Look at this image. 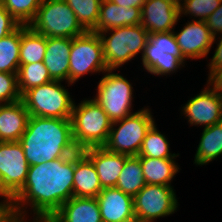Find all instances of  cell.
Returning a JSON list of instances; mask_svg holds the SVG:
<instances>
[{
	"mask_svg": "<svg viewBox=\"0 0 222 222\" xmlns=\"http://www.w3.org/2000/svg\"><path fill=\"white\" fill-rule=\"evenodd\" d=\"M28 26L45 37L74 38L87 32L65 0H43Z\"/></svg>",
	"mask_w": 222,
	"mask_h": 222,
	"instance_id": "5b68a950",
	"label": "cell"
},
{
	"mask_svg": "<svg viewBox=\"0 0 222 222\" xmlns=\"http://www.w3.org/2000/svg\"><path fill=\"white\" fill-rule=\"evenodd\" d=\"M81 26L86 31H92L97 24L99 9L102 0H65Z\"/></svg>",
	"mask_w": 222,
	"mask_h": 222,
	"instance_id": "f546056e",
	"label": "cell"
},
{
	"mask_svg": "<svg viewBox=\"0 0 222 222\" xmlns=\"http://www.w3.org/2000/svg\"><path fill=\"white\" fill-rule=\"evenodd\" d=\"M149 108H142L127 117L112 122L104 147L111 152L138 156L142 141L155 123ZM118 126L117 128H115Z\"/></svg>",
	"mask_w": 222,
	"mask_h": 222,
	"instance_id": "8992f818",
	"label": "cell"
},
{
	"mask_svg": "<svg viewBox=\"0 0 222 222\" xmlns=\"http://www.w3.org/2000/svg\"><path fill=\"white\" fill-rule=\"evenodd\" d=\"M207 84L217 93L222 95V67L216 68L208 74Z\"/></svg>",
	"mask_w": 222,
	"mask_h": 222,
	"instance_id": "8d00e7d4",
	"label": "cell"
},
{
	"mask_svg": "<svg viewBox=\"0 0 222 222\" xmlns=\"http://www.w3.org/2000/svg\"><path fill=\"white\" fill-rule=\"evenodd\" d=\"M52 80L43 62L20 64L17 71V84L21 96L27 90L49 83Z\"/></svg>",
	"mask_w": 222,
	"mask_h": 222,
	"instance_id": "83f0119b",
	"label": "cell"
},
{
	"mask_svg": "<svg viewBox=\"0 0 222 222\" xmlns=\"http://www.w3.org/2000/svg\"><path fill=\"white\" fill-rule=\"evenodd\" d=\"M21 100L18 90L17 74L0 72V104H9Z\"/></svg>",
	"mask_w": 222,
	"mask_h": 222,
	"instance_id": "d6a6232c",
	"label": "cell"
},
{
	"mask_svg": "<svg viewBox=\"0 0 222 222\" xmlns=\"http://www.w3.org/2000/svg\"><path fill=\"white\" fill-rule=\"evenodd\" d=\"M137 222H154L177 211L178 200L173 186L146 184L134 197Z\"/></svg>",
	"mask_w": 222,
	"mask_h": 222,
	"instance_id": "8fae6325",
	"label": "cell"
},
{
	"mask_svg": "<svg viewBox=\"0 0 222 222\" xmlns=\"http://www.w3.org/2000/svg\"><path fill=\"white\" fill-rule=\"evenodd\" d=\"M48 222H103L97 198L72 197Z\"/></svg>",
	"mask_w": 222,
	"mask_h": 222,
	"instance_id": "ffe728a7",
	"label": "cell"
},
{
	"mask_svg": "<svg viewBox=\"0 0 222 222\" xmlns=\"http://www.w3.org/2000/svg\"><path fill=\"white\" fill-rule=\"evenodd\" d=\"M180 19L179 8L164 0H146L141 8V25L149 34L170 32Z\"/></svg>",
	"mask_w": 222,
	"mask_h": 222,
	"instance_id": "2e32d148",
	"label": "cell"
},
{
	"mask_svg": "<svg viewBox=\"0 0 222 222\" xmlns=\"http://www.w3.org/2000/svg\"><path fill=\"white\" fill-rule=\"evenodd\" d=\"M0 222H26L12 206L0 207Z\"/></svg>",
	"mask_w": 222,
	"mask_h": 222,
	"instance_id": "d590c367",
	"label": "cell"
},
{
	"mask_svg": "<svg viewBox=\"0 0 222 222\" xmlns=\"http://www.w3.org/2000/svg\"><path fill=\"white\" fill-rule=\"evenodd\" d=\"M97 86L94 99L100 104L109 119L114 122L131 115L133 87L119 73L108 69Z\"/></svg>",
	"mask_w": 222,
	"mask_h": 222,
	"instance_id": "9c48e42d",
	"label": "cell"
},
{
	"mask_svg": "<svg viewBox=\"0 0 222 222\" xmlns=\"http://www.w3.org/2000/svg\"><path fill=\"white\" fill-rule=\"evenodd\" d=\"M19 142L29 166L68 157L79 151L70 118L30 116Z\"/></svg>",
	"mask_w": 222,
	"mask_h": 222,
	"instance_id": "7a4b0ae2",
	"label": "cell"
},
{
	"mask_svg": "<svg viewBox=\"0 0 222 222\" xmlns=\"http://www.w3.org/2000/svg\"><path fill=\"white\" fill-rule=\"evenodd\" d=\"M30 114L22 100L0 104V142L19 141Z\"/></svg>",
	"mask_w": 222,
	"mask_h": 222,
	"instance_id": "44dd1931",
	"label": "cell"
},
{
	"mask_svg": "<svg viewBox=\"0 0 222 222\" xmlns=\"http://www.w3.org/2000/svg\"><path fill=\"white\" fill-rule=\"evenodd\" d=\"M20 24L0 3V39L15 31Z\"/></svg>",
	"mask_w": 222,
	"mask_h": 222,
	"instance_id": "836d02e7",
	"label": "cell"
},
{
	"mask_svg": "<svg viewBox=\"0 0 222 222\" xmlns=\"http://www.w3.org/2000/svg\"><path fill=\"white\" fill-rule=\"evenodd\" d=\"M69 62V84L71 85L87 73L105 74L108 67L98 33L87 31L81 36L72 38Z\"/></svg>",
	"mask_w": 222,
	"mask_h": 222,
	"instance_id": "30bf717a",
	"label": "cell"
},
{
	"mask_svg": "<svg viewBox=\"0 0 222 222\" xmlns=\"http://www.w3.org/2000/svg\"><path fill=\"white\" fill-rule=\"evenodd\" d=\"M109 32L111 35L107 37ZM98 35L102 42L105 63L108 69L114 71L140 52L143 56L149 38L148 31L141 24L105 30Z\"/></svg>",
	"mask_w": 222,
	"mask_h": 222,
	"instance_id": "277c9868",
	"label": "cell"
},
{
	"mask_svg": "<svg viewBox=\"0 0 222 222\" xmlns=\"http://www.w3.org/2000/svg\"><path fill=\"white\" fill-rule=\"evenodd\" d=\"M29 164L19 141L0 142V181L12 198L24 185Z\"/></svg>",
	"mask_w": 222,
	"mask_h": 222,
	"instance_id": "7c38bea8",
	"label": "cell"
},
{
	"mask_svg": "<svg viewBox=\"0 0 222 222\" xmlns=\"http://www.w3.org/2000/svg\"><path fill=\"white\" fill-rule=\"evenodd\" d=\"M221 0H183L179 8L181 15H191L199 20L206 19L219 7Z\"/></svg>",
	"mask_w": 222,
	"mask_h": 222,
	"instance_id": "1f68e13d",
	"label": "cell"
},
{
	"mask_svg": "<svg viewBox=\"0 0 222 222\" xmlns=\"http://www.w3.org/2000/svg\"><path fill=\"white\" fill-rule=\"evenodd\" d=\"M170 144L164 134H161L154 123L148 130L138 157L176 159L179 154L170 153Z\"/></svg>",
	"mask_w": 222,
	"mask_h": 222,
	"instance_id": "f1b7e54d",
	"label": "cell"
},
{
	"mask_svg": "<svg viewBox=\"0 0 222 222\" xmlns=\"http://www.w3.org/2000/svg\"><path fill=\"white\" fill-rule=\"evenodd\" d=\"M70 119L73 141L79 150L107 143L112 121L95 99L74 103Z\"/></svg>",
	"mask_w": 222,
	"mask_h": 222,
	"instance_id": "3957f363",
	"label": "cell"
},
{
	"mask_svg": "<svg viewBox=\"0 0 222 222\" xmlns=\"http://www.w3.org/2000/svg\"><path fill=\"white\" fill-rule=\"evenodd\" d=\"M146 185L138 156H128L118 177L116 188L134 197Z\"/></svg>",
	"mask_w": 222,
	"mask_h": 222,
	"instance_id": "484cf974",
	"label": "cell"
},
{
	"mask_svg": "<svg viewBox=\"0 0 222 222\" xmlns=\"http://www.w3.org/2000/svg\"><path fill=\"white\" fill-rule=\"evenodd\" d=\"M61 82L52 80L27 90L21 96L30 116L71 118L74 101Z\"/></svg>",
	"mask_w": 222,
	"mask_h": 222,
	"instance_id": "52a82bcc",
	"label": "cell"
},
{
	"mask_svg": "<svg viewBox=\"0 0 222 222\" xmlns=\"http://www.w3.org/2000/svg\"><path fill=\"white\" fill-rule=\"evenodd\" d=\"M194 164L205 165L222 155V122L203 129Z\"/></svg>",
	"mask_w": 222,
	"mask_h": 222,
	"instance_id": "cb8c5ba5",
	"label": "cell"
},
{
	"mask_svg": "<svg viewBox=\"0 0 222 222\" xmlns=\"http://www.w3.org/2000/svg\"><path fill=\"white\" fill-rule=\"evenodd\" d=\"M82 152L92 161L101 187H115L128 155L108 151L104 146L90 147Z\"/></svg>",
	"mask_w": 222,
	"mask_h": 222,
	"instance_id": "e0dca14e",
	"label": "cell"
},
{
	"mask_svg": "<svg viewBox=\"0 0 222 222\" xmlns=\"http://www.w3.org/2000/svg\"><path fill=\"white\" fill-rule=\"evenodd\" d=\"M21 25L0 39V72L17 74L20 66Z\"/></svg>",
	"mask_w": 222,
	"mask_h": 222,
	"instance_id": "4316f807",
	"label": "cell"
},
{
	"mask_svg": "<svg viewBox=\"0 0 222 222\" xmlns=\"http://www.w3.org/2000/svg\"><path fill=\"white\" fill-rule=\"evenodd\" d=\"M179 49L185 59L207 57L215 39L203 20L188 21L180 32L173 30Z\"/></svg>",
	"mask_w": 222,
	"mask_h": 222,
	"instance_id": "5bb4252c",
	"label": "cell"
},
{
	"mask_svg": "<svg viewBox=\"0 0 222 222\" xmlns=\"http://www.w3.org/2000/svg\"><path fill=\"white\" fill-rule=\"evenodd\" d=\"M141 23V8L118 6L109 0H102L96 27L91 31L100 33L122 26Z\"/></svg>",
	"mask_w": 222,
	"mask_h": 222,
	"instance_id": "d6986e66",
	"label": "cell"
},
{
	"mask_svg": "<svg viewBox=\"0 0 222 222\" xmlns=\"http://www.w3.org/2000/svg\"><path fill=\"white\" fill-rule=\"evenodd\" d=\"M146 184L171 186L173 177L179 172L175 159L139 157Z\"/></svg>",
	"mask_w": 222,
	"mask_h": 222,
	"instance_id": "603a6c76",
	"label": "cell"
},
{
	"mask_svg": "<svg viewBox=\"0 0 222 222\" xmlns=\"http://www.w3.org/2000/svg\"><path fill=\"white\" fill-rule=\"evenodd\" d=\"M209 87L207 84L203 91L182 107L181 111L192 126L202 125L206 128L222 122V95Z\"/></svg>",
	"mask_w": 222,
	"mask_h": 222,
	"instance_id": "4fadbf2b",
	"label": "cell"
},
{
	"mask_svg": "<svg viewBox=\"0 0 222 222\" xmlns=\"http://www.w3.org/2000/svg\"><path fill=\"white\" fill-rule=\"evenodd\" d=\"M73 196L96 198L102 187L92 161L79 150L75 153Z\"/></svg>",
	"mask_w": 222,
	"mask_h": 222,
	"instance_id": "7402d4cb",
	"label": "cell"
},
{
	"mask_svg": "<svg viewBox=\"0 0 222 222\" xmlns=\"http://www.w3.org/2000/svg\"><path fill=\"white\" fill-rule=\"evenodd\" d=\"M74 170L75 154L29 166L26 181L12 197L11 206L24 220L29 205L33 221H49L73 197Z\"/></svg>",
	"mask_w": 222,
	"mask_h": 222,
	"instance_id": "6da1fadb",
	"label": "cell"
},
{
	"mask_svg": "<svg viewBox=\"0 0 222 222\" xmlns=\"http://www.w3.org/2000/svg\"><path fill=\"white\" fill-rule=\"evenodd\" d=\"M46 45L47 37L21 25L20 64L43 62Z\"/></svg>",
	"mask_w": 222,
	"mask_h": 222,
	"instance_id": "d4e9b609",
	"label": "cell"
},
{
	"mask_svg": "<svg viewBox=\"0 0 222 222\" xmlns=\"http://www.w3.org/2000/svg\"><path fill=\"white\" fill-rule=\"evenodd\" d=\"M72 38L47 37V45L43 64L48 69L53 80L64 81L69 84V56Z\"/></svg>",
	"mask_w": 222,
	"mask_h": 222,
	"instance_id": "ac0fdd59",
	"label": "cell"
},
{
	"mask_svg": "<svg viewBox=\"0 0 222 222\" xmlns=\"http://www.w3.org/2000/svg\"><path fill=\"white\" fill-rule=\"evenodd\" d=\"M164 1L170 2L171 4L176 6L177 8H180L182 5V2H183V0H164Z\"/></svg>",
	"mask_w": 222,
	"mask_h": 222,
	"instance_id": "60d3db41",
	"label": "cell"
},
{
	"mask_svg": "<svg viewBox=\"0 0 222 222\" xmlns=\"http://www.w3.org/2000/svg\"><path fill=\"white\" fill-rule=\"evenodd\" d=\"M218 40L217 48L212 56L211 62L208 64L210 73L216 68L222 67V34Z\"/></svg>",
	"mask_w": 222,
	"mask_h": 222,
	"instance_id": "74e56055",
	"label": "cell"
},
{
	"mask_svg": "<svg viewBox=\"0 0 222 222\" xmlns=\"http://www.w3.org/2000/svg\"><path fill=\"white\" fill-rule=\"evenodd\" d=\"M32 222H48V221H32Z\"/></svg>",
	"mask_w": 222,
	"mask_h": 222,
	"instance_id": "b9f144b4",
	"label": "cell"
},
{
	"mask_svg": "<svg viewBox=\"0 0 222 222\" xmlns=\"http://www.w3.org/2000/svg\"><path fill=\"white\" fill-rule=\"evenodd\" d=\"M43 0H2L0 3L20 25H29Z\"/></svg>",
	"mask_w": 222,
	"mask_h": 222,
	"instance_id": "4dcf8cb0",
	"label": "cell"
},
{
	"mask_svg": "<svg viewBox=\"0 0 222 222\" xmlns=\"http://www.w3.org/2000/svg\"><path fill=\"white\" fill-rule=\"evenodd\" d=\"M118 6L142 8L146 0H109Z\"/></svg>",
	"mask_w": 222,
	"mask_h": 222,
	"instance_id": "f35d334b",
	"label": "cell"
},
{
	"mask_svg": "<svg viewBox=\"0 0 222 222\" xmlns=\"http://www.w3.org/2000/svg\"><path fill=\"white\" fill-rule=\"evenodd\" d=\"M142 57L146 72L156 76L174 73L185 66L183 57L173 31L149 34Z\"/></svg>",
	"mask_w": 222,
	"mask_h": 222,
	"instance_id": "ba28073f",
	"label": "cell"
},
{
	"mask_svg": "<svg viewBox=\"0 0 222 222\" xmlns=\"http://www.w3.org/2000/svg\"><path fill=\"white\" fill-rule=\"evenodd\" d=\"M0 196L4 199L3 201L0 202V207H6V206H11V200L12 198L3 190L2 184L0 181Z\"/></svg>",
	"mask_w": 222,
	"mask_h": 222,
	"instance_id": "ab89813d",
	"label": "cell"
},
{
	"mask_svg": "<svg viewBox=\"0 0 222 222\" xmlns=\"http://www.w3.org/2000/svg\"><path fill=\"white\" fill-rule=\"evenodd\" d=\"M103 222H132L134 215L133 197L116 187L103 188L96 197Z\"/></svg>",
	"mask_w": 222,
	"mask_h": 222,
	"instance_id": "9a60e30c",
	"label": "cell"
},
{
	"mask_svg": "<svg viewBox=\"0 0 222 222\" xmlns=\"http://www.w3.org/2000/svg\"><path fill=\"white\" fill-rule=\"evenodd\" d=\"M205 22L215 39L219 33L222 34V0L219 7L206 19Z\"/></svg>",
	"mask_w": 222,
	"mask_h": 222,
	"instance_id": "e575fe53",
	"label": "cell"
}]
</instances>
